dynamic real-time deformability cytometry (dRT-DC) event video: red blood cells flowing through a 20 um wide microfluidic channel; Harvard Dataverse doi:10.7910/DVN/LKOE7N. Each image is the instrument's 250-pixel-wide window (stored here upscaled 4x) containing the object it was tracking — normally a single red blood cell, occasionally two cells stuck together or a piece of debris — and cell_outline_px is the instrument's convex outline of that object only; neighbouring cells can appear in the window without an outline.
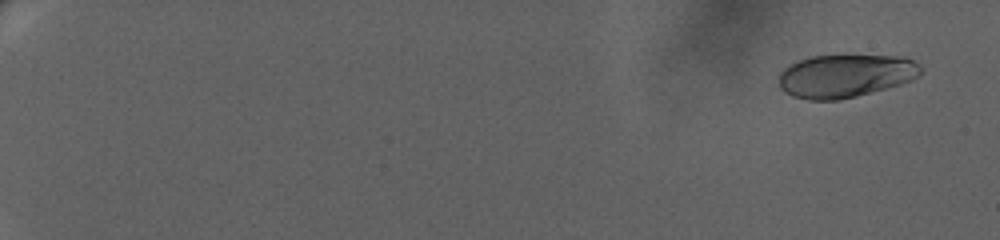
{"species": "human", "species_latin": "Homo sapiens", "temperature_condition": "warm", "stored_images_in_passage": 66, "camera_frame_rate_fps": 3000, "um_per_image_px": 0.085, "donor": {"sex": "female"}, "frame": {"image": 1, "passage_image": 1, "time_ms": 0.0, "image_size_px": [1000, 240], "cell_outline_px": [[924, 68], [920, 76], [912, 80], [900, 84], [856, 96], [840, 100], [808, 100], [792, 96], [784, 92], [780, 88], [780, 72], [784, 68], [800, 60], [812, 56], [904, 56], [920, 64]], "centroid_in_image_um": [71.9, 6.45], "position_along_channel_um": 13.1, "area_um2": 35.6}}
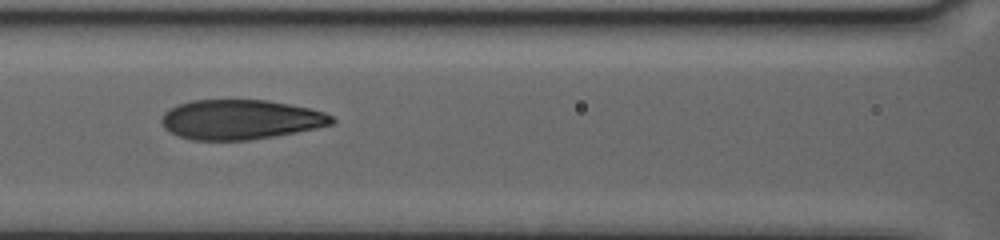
{"frame": {"image": 2, "passage_image": 34, "time_ms": 11.0, "image_size_px": [1000, 240], "cell_outline_px": [[336, 120], [332, 124], [316, 128], [296, 132], [248, 140], [192, 140], [180, 136], [164, 128], [160, 120], [164, 112], [168, 108], [176, 104], [192, 100], [268, 100], [308, 108], [324, 112], [332, 116]], "centroid_in_image_um": [20.41, 10.15], "position_along_channel_um": 146.2, "area_um2": 39.36}}
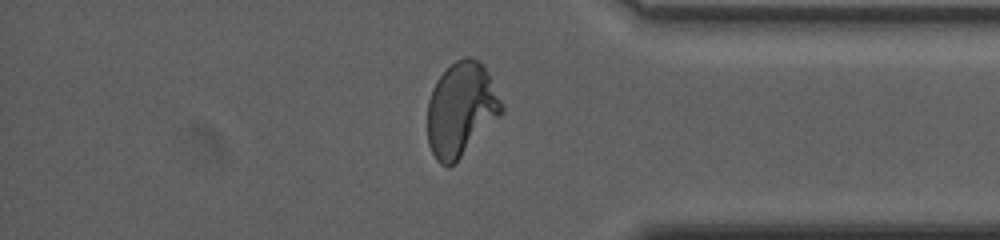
{"frame": {"image": 3, "passage_image": 58, "time_ms": 19.0, "image_size_px": [1000, 240], "cell_outline_px": [[504, 112], [456, 164], [448, 168], [440, 164], [436, 160], [428, 144], [428, 100], [432, 88], [436, 80], [456, 60], [464, 56], [468, 56], [476, 60], [488, 72], [504, 108]], "centroid_in_image_um": [39.18, 9.36], "position_along_channel_um": 396.0, "area_um2": 40.81}, "authors_computed_cell_mechanics": {"area_um2": 39.4485, "velocity_mm_per_s": 3.2273, "shape_relaxation_time_tau1_ms": 6.5699, "shape_relaxation_time_tau2_ms": null, "deformation_change_tau1": 0.2325, "deformation_change_tau2": null}}